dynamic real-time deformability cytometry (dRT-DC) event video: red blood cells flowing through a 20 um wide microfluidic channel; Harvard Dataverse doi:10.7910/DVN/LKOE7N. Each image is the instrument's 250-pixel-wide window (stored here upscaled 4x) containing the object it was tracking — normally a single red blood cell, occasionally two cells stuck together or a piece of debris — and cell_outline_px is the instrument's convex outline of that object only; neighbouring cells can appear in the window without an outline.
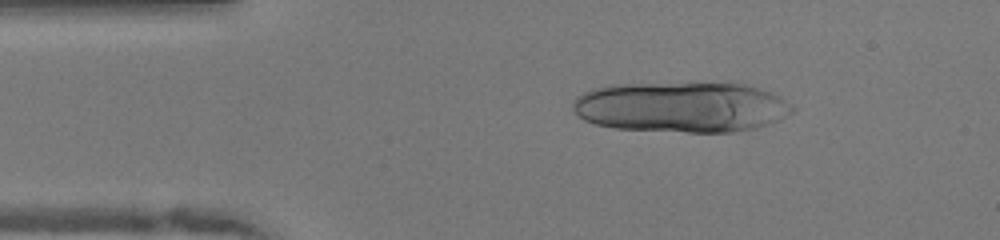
{"species": "human", "species_latin": "Homo sapiens", "temperature_condition": "warm", "stored_images_in_passage": 16, "camera_frame_rate_fps": 3000, "um_per_image_px": 0.085, "donor": {"sex": "female"}, "frame": {"image": 1, "passage_image": 7, "time_ms": 2.0, "image_size_px": [1000, 240], "cell_outline_px": [[796, 108], [792, 112], [780, 120], [756, 128], [736, 132], [688, 132], [616, 128], [596, 124], [584, 120], [572, 108], [572, 100], [576, 96], [592, 88], [612, 84], [744, 84], [760, 88], [772, 92], [780, 96], [792, 104]], "centroid_in_image_um": [57.94, 9.11], "position_along_channel_um": 27.1, "area_um2": 64.68}}